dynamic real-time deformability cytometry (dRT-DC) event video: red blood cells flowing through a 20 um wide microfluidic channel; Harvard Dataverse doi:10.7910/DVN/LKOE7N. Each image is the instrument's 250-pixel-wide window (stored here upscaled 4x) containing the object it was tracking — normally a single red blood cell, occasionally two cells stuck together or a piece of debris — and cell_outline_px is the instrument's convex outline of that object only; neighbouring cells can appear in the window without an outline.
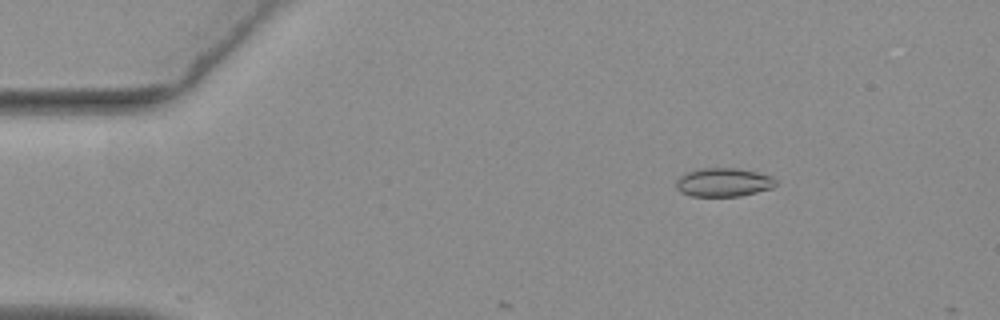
{"species": "common noctule bat (a hibernating species)", "species_latin": "Nyctalus noctula", "temperature_condition": "warm", "stored_images_in_passage": 6, "camera_frame_rate_fps": 3000, "um_per_image_px": 0.085, "animal": {"sex": "female", "body_mass_g": 19.3, "forearm_length_mm": 54.1}, "frame": {"image": 1, "passage_image": 3, "time_ms": 0.667, "image_size_px": [1000, 320], "cell_outline_px": [[776, 184], [772, 188], [740, 196], [692, 196], [680, 192], [676, 188], [676, 180], [680, 176], [688, 172], [704, 168], [736, 168], [756, 172], [772, 176], [776, 180]], "centroid_in_image_um": [61.49, 15.5], "position_along_channel_um": 23.5, "area_um2": 16.53}}